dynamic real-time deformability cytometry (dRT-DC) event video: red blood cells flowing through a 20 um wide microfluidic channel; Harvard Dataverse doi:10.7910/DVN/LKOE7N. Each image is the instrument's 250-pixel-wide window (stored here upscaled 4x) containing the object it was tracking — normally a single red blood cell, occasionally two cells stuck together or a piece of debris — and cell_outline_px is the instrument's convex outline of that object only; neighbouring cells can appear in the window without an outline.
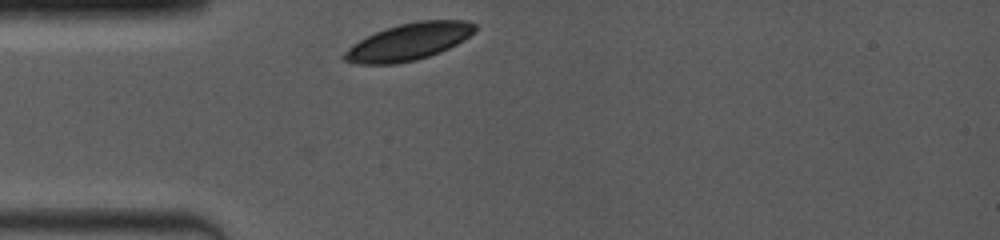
{"species": "common noctule bat (a hibernating species)", "species_latin": "Nyctalus noctula", "temperature_condition": "room temperature", "stored_images_in_passage": 29, "camera_frame_rate_fps": 4000, "um_per_image_px": 0.085, "animal": {"sex": "female", "body_mass_g": 19.0, "forearm_length_mm": 53.3}, "frame": {"image": 1, "passage_image": 1, "time_ms": 0.0, "image_size_px": [1000, 240], "cell_outline_px": [[476, 28], [464, 40], [440, 52], [416, 60], [396, 64], [356, 64], [344, 60], [340, 56], [348, 48], [360, 40], [376, 32], [400, 24], [420, 20], [464, 20], [476, 24]], "centroid_in_image_um": [34.72, 3.56], "position_along_channel_um": 50.3, "area_um2": 27.86}}
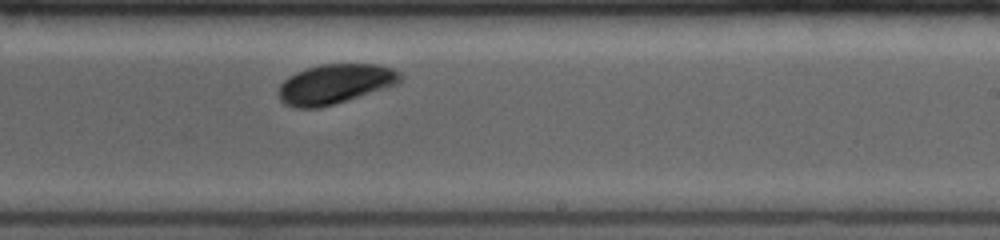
{"frame": {"image": 2, "passage_image": 17, "time_ms": 5.75, "image_size_px": [1000, 240], "cell_outline_px": [[404, 76], [396, 84], [320, 108], [292, 108], [284, 104], [280, 100], [276, 92], [280, 84], [288, 76], [296, 72], [320, 64], [380, 64], [392, 68], [400, 72]], "centroid_in_image_um": [28.42, 7.13], "position_along_channel_um": 260.6, "area_um2": 28.15}}
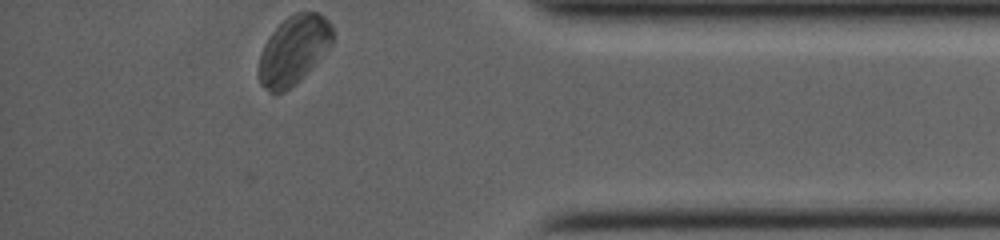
{"frame": {"image": 3, "passage_image": 29, "time_ms": 10.0, "image_size_px": [1000, 240], "cell_outline_px": [[332, 44], [300, 80], [296, 84], [284, 92], [272, 92], [260, 84], [256, 72], [260, 52], [264, 44], [272, 32], [288, 16], [296, 12], [320, 12], [332, 24]], "centroid_in_image_um": [24.93, 4.26], "position_along_channel_um": 410.3, "area_um2": 29.59}, "authors_computed_cell_mechanics": {"area_um2": 28.3798, "velocity_mm_per_s": 3.8612, "shape_relaxation_time_tau1_ms": 6.9681, "shape_relaxation_time_tau2_ms": 2.5929, "deformation_change_tau1": 0.2505, "deformation_change_tau2": 0.0391}}